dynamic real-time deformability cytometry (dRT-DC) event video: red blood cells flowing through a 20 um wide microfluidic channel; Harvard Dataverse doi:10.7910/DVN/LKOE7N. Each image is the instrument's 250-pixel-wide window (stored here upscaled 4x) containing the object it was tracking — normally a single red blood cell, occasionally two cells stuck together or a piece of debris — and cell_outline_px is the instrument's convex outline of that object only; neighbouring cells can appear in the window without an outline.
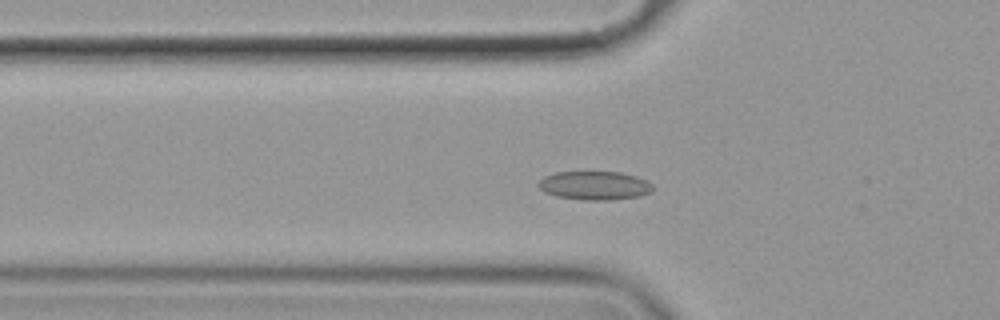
{"species": "common noctule bat (a hibernating species)", "species_latin": "Nyctalus noctula", "temperature_condition": "cold", "stored_images_in_passage": 53, "camera_frame_rate_fps": 3000, "um_per_image_px": 0.085, "animal": {"sex": "female", "body_mass_g": 19.9}, "frame": {"image": 1, "passage_image": 15, "time_ms": 4.667, "image_size_px": [1000, 320], "cell_outline_px": [[652, 192], [640, 196], [612, 200], [584, 200], [556, 196], [544, 192], [536, 184], [544, 176], [556, 172], [584, 168], [620, 172], [636, 176], [648, 180], [652, 184]], "centroid_in_image_um": [50.52, 15.71], "position_along_channel_um": 75.3, "area_um2": 20.17}}
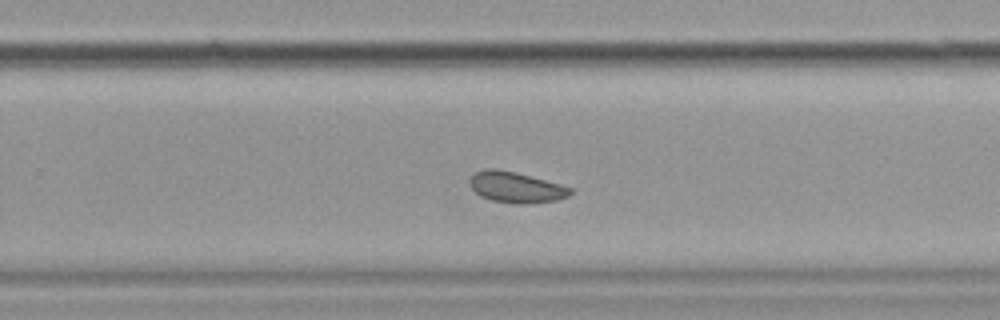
{"frame": {"image": 2, "passage_image": 33, "time_ms": 10.667, "image_size_px": [1000, 320], "cell_outline_px": [[572, 192], [568, 196], [556, 200], [516, 204], [492, 200], [480, 196], [468, 184], [468, 180], [476, 172], [488, 168], [496, 168], [516, 172], [560, 184], [572, 188]], "centroid_in_image_um": [43.83, 15.9], "position_along_channel_um": 286.0, "area_um2": 17.92}}
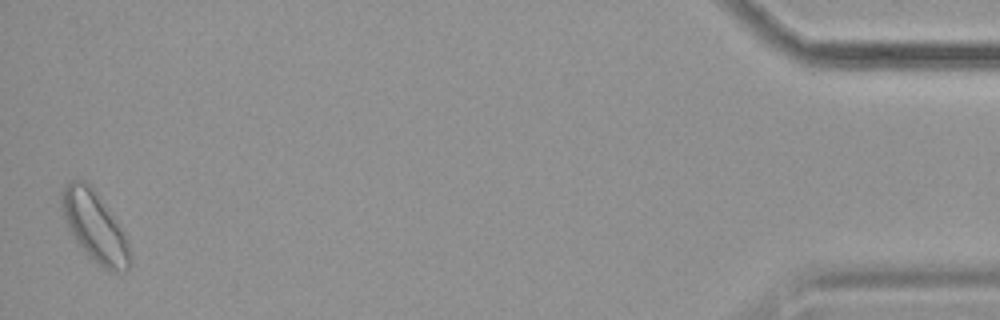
{"frame": {"image": 3, "passage_image": 52, "time_ms": 17.0, "image_size_px": [1000, 320], "cell_outline_px": [[132, 264], [124, 272], [116, 272], [104, 268], [96, 264], [84, 252], [72, 236], [68, 228], [60, 208], [60, 196], [64, 188], [72, 180], [84, 180], [92, 188], [120, 228], [128, 244], [132, 256]], "centroid_in_image_um": [8.03, 19.32], "position_along_channel_um": 427.2, "area_um2": 27.46}, "authors_computed_cell_mechanics": {"area_um2": 18.785, "velocity_mm_per_s": 3.5153, "shape_relaxation_time_tau1_ms": 6.801, "shape_relaxation_time_tau2_ms": 1.5409, "deformation_change_tau1": 0.0735, "deformation_change_tau2": 0.0662}}